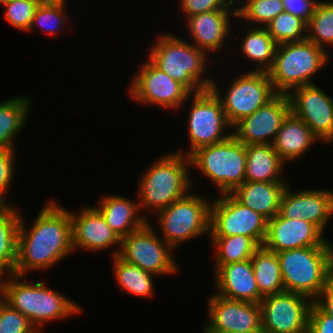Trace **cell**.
I'll list each match as a JSON object with an SVG mask.
<instances>
[{
    "mask_svg": "<svg viewBox=\"0 0 333 333\" xmlns=\"http://www.w3.org/2000/svg\"><path fill=\"white\" fill-rule=\"evenodd\" d=\"M48 202L41 209L30 230L21 217L17 234V261L14 274L47 269L74 252L70 211ZM35 269V270H34Z\"/></svg>",
    "mask_w": 333,
    "mask_h": 333,
    "instance_id": "obj_1",
    "label": "cell"
},
{
    "mask_svg": "<svg viewBox=\"0 0 333 333\" xmlns=\"http://www.w3.org/2000/svg\"><path fill=\"white\" fill-rule=\"evenodd\" d=\"M5 276L6 281L1 279V298L28 318L39 333L42 332L40 327L48 321L64 319L82 312L79 304L47 288L43 282L31 284L24 280L25 276Z\"/></svg>",
    "mask_w": 333,
    "mask_h": 333,
    "instance_id": "obj_2",
    "label": "cell"
},
{
    "mask_svg": "<svg viewBox=\"0 0 333 333\" xmlns=\"http://www.w3.org/2000/svg\"><path fill=\"white\" fill-rule=\"evenodd\" d=\"M285 291L314 301L333 278V246H313L277 253Z\"/></svg>",
    "mask_w": 333,
    "mask_h": 333,
    "instance_id": "obj_3",
    "label": "cell"
},
{
    "mask_svg": "<svg viewBox=\"0 0 333 333\" xmlns=\"http://www.w3.org/2000/svg\"><path fill=\"white\" fill-rule=\"evenodd\" d=\"M182 154L179 151L165 155L143 173L137 194L140 211L145 208L157 213L190 192L193 186L188 170L191 161Z\"/></svg>",
    "mask_w": 333,
    "mask_h": 333,
    "instance_id": "obj_4",
    "label": "cell"
},
{
    "mask_svg": "<svg viewBox=\"0 0 333 333\" xmlns=\"http://www.w3.org/2000/svg\"><path fill=\"white\" fill-rule=\"evenodd\" d=\"M158 37L148 59L191 93L210 89L214 78L203 76L209 58L207 52L169 33Z\"/></svg>",
    "mask_w": 333,
    "mask_h": 333,
    "instance_id": "obj_5",
    "label": "cell"
},
{
    "mask_svg": "<svg viewBox=\"0 0 333 333\" xmlns=\"http://www.w3.org/2000/svg\"><path fill=\"white\" fill-rule=\"evenodd\" d=\"M327 50L304 39L276 47L274 61L267 71L274 90L288 94L296 87L314 84L311 77L329 61Z\"/></svg>",
    "mask_w": 333,
    "mask_h": 333,
    "instance_id": "obj_6",
    "label": "cell"
},
{
    "mask_svg": "<svg viewBox=\"0 0 333 333\" xmlns=\"http://www.w3.org/2000/svg\"><path fill=\"white\" fill-rule=\"evenodd\" d=\"M191 165L210 178L220 194L232 193L245 182L246 145L230 135L226 140L198 148Z\"/></svg>",
    "mask_w": 333,
    "mask_h": 333,
    "instance_id": "obj_7",
    "label": "cell"
},
{
    "mask_svg": "<svg viewBox=\"0 0 333 333\" xmlns=\"http://www.w3.org/2000/svg\"><path fill=\"white\" fill-rule=\"evenodd\" d=\"M189 193L156 213L164 241L173 249L209 232L211 202Z\"/></svg>",
    "mask_w": 333,
    "mask_h": 333,
    "instance_id": "obj_8",
    "label": "cell"
},
{
    "mask_svg": "<svg viewBox=\"0 0 333 333\" xmlns=\"http://www.w3.org/2000/svg\"><path fill=\"white\" fill-rule=\"evenodd\" d=\"M213 80L210 90L218 97L231 128L243 118L253 114L267 104L278 93L274 90L267 72L255 71L244 73L231 82L224 98Z\"/></svg>",
    "mask_w": 333,
    "mask_h": 333,
    "instance_id": "obj_9",
    "label": "cell"
},
{
    "mask_svg": "<svg viewBox=\"0 0 333 333\" xmlns=\"http://www.w3.org/2000/svg\"><path fill=\"white\" fill-rule=\"evenodd\" d=\"M152 227L148 221L141 229L121 238L120 248L113 252V256L155 275L178 272L170 253L174 249L160 239Z\"/></svg>",
    "mask_w": 333,
    "mask_h": 333,
    "instance_id": "obj_10",
    "label": "cell"
},
{
    "mask_svg": "<svg viewBox=\"0 0 333 333\" xmlns=\"http://www.w3.org/2000/svg\"><path fill=\"white\" fill-rule=\"evenodd\" d=\"M266 232L267 219L242 205L231 193L211 202L210 236L244 235L262 246Z\"/></svg>",
    "mask_w": 333,
    "mask_h": 333,
    "instance_id": "obj_11",
    "label": "cell"
},
{
    "mask_svg": "<svg viewBox=\"0 0 333 333\" xmlns=\"http://www.w3.org/2000/svg\"><path fill=\"white\" fill-rule=\"evenodd\" d=\"M192 105L188 116V139L190 156L198 148L226 140L232 133H224L229 125L221 102L210 90L191 94Z\"/></svg>",
    "mask_w": 333,
    "mask_h": 333,
    "instance_id": "obj_12",
    "label": "cell"
},
{
    "mask_svg": "<svg viewBox=\"0 0 333 333\" xmlns=\"http://www.w3.org/2000/svg\"><path fill=\"white\" fill-rule=\"evenodd\" d=\"M312 302L305 295L289 291L263 297L262 329L266 333H306Z\"/></svg>",
    "mask_w": 333,
    "mask_h": 333,
    "instance_id": "obj_13",
    "label": "cell"
},
{
    "mask_svg": "<svg viewBox=\"0 0 333 333\" xmlns=\"http://www.w3.org/2000/svg\"><path fill=\"white\" fill-rule=\"evenodd\" d=\"M130 96L137 102L174 109L190 99L191 92L180 82L161 71L150 60L141 65L131 80ZM183 104V105H182Z\"/></svg>",
    "mask_w": 333,
    "mask_h": 333,
    "instance_id": "obj_14",
    "label": "cell"
},
{
    "mask_svg": "<svg viewBox=\"0 0 333 333\" xmlns=\"http://www.w3.org/2000/svg\"><path fill=\"white\" fill-rule=\"evenodd\" d=\"M293 90L287 94L291 113L301 119L320 141L333 143V99L316 84Z\"/></svg>",
    "mask_w": 333,
    "mask_h": 333,
    "instance_id": "obj_15",
    "label": "cell"
},
{
    "mask_svg": "<svg viewBox=\"0 0 333 333\" xmlns=\"http://www.w3.org/2000/svg\"><path fill=\"white\" fill-rule=\"evenodd\" d=\"M209 321L203 333H230L262 329L260 303L230 300L213 294L208 304Z\"/></svg>",
    "mask_w": 333,
    "mask_h": 333,
    "instance_id": "obj_16",
    "label": "cell"
},
{
    "mask_svg": "<svg viewBox=\"0 0 333 333\" xmlns=\"http://www.w3.org/2000/svg\"><path fill=\"white\" fill-rule=\"evenodd\" d=\"M290 112L287 94H277L253 114L236 123L232 127L235 128L232 135L244 145L272 144L283 120ZM269 137L272 140L268 139Z\"/></svg>",
    "mask_w": 333,
    "mask_h": 333,
    "instance_id": "obj_17",
    "label": "cell"
},
{
    "mask_svg": "<svg viewBox=\"0 0 333 333\" xmlns=\"http://www.w3.org/2000/svg\"><path fill=\"white\" fill-rule=\"evenodd\" d=\"M323 234L309 221L284 218L278 213L267 220V232L262 246L276 253L303 247L332 246Z\"/></svg>",
    "mask_w": 333,
    "mask_h": 333,
    "instance_id": "obj_18",
    "label": "cell"
},
{
    "mask_svg": "<svg viewBox=\"0 0 333 333\" xmlns=\"http://www.w3.org/2000/svg\"><path fill=\"white\" fill-rule=\"evenodd\" d=\"M284 190L279 214L288 219L306 220L316 225L323 233L326 223L333 215V192L328 190Z\"/></svg>",
    "mask_w": 333,
    "mask_h": 333,
    "instance_id": "obj_19",
    "label": "cell"
},
{
    "mask_svg": "<svg viewBox=\"0 0 333 333\" xmlns=\"http://www.w3.org/2000/svg\"><path fill=\"white\" fill-rule=\"evenodd\" d=\"M81 211L78 214L70 212L74 252L78 248L95 253L116 244L120 247L121 239L96 207H84Z\"/></svg>",
    "mask_w": 333,
    "mask_h": 333,
    "instance_id": "obj_20",
    "label": "cell"
},
{
    "mask_svg": "<svg viewBox=\"0 0 333 333\" xmlns=\"http://www.w3.org/2000/svg\"><path fill=\"white\" fill-rule=\"evenodd\" d=\"M215 269V284L219 290L217 295L253 303H260L263 299L256 284L251 259L216 265Z\"/></svg>",
    "mask_w": 333,
    "mask_h": 333,
    "instance_id": "obj_21",
    "label": "cell"
},
{
    "mask_svg": "<svg viewBox=\"0 0 333 333\" xmlns=\"http://www.w3.org/2000/svg\"><path fill=\"white\" fill-rule=\"evenodd\" d=\"M237 17L236 8L213 10L188 17L186 26L190 31L193 45L206 52L220 51L230 32V17Z\"/></svg>",
    "mask_w": 333,
    "mask_h": 333,
    "instance_id": "obj_22",
    "label": "cell"
},
{
    "mask_svg": "<svg viewBox=\"0 0 333 333\" xmlns=\"http://www.w3.org/2000/svg\"><path fill=\"white\" fill-rule=\"evenodd\" d=\"M98 204L96 208L120 239L141 229L149 221L146 216L138 215L139 202L126 197L106 195Z\"/></svg>",
    "mask_w": 333,
    "mask_h": 333,
    "instance_id": "obj_23",
    "label": "cell"
},
{
    "mask_svg": "<svg viewBox=\"0 0 333 333\" xmlns=\"http://www.w3.org/2000/svg\"><path fill=\"white\" fill-rule=\"evenodd\" d=\"M286 182H244L231 194L244 206L261 214L267 220L279 213Z\"/></svg>",
    "mask_w": 333,
    "mask_h": 333,
    "instance_id": "obj_24",
    "label": "cell"
},
{
    "mask_svg": "<svg viewBox=\"0 0 333 333\" xmlns=\"http://www.w3.org/2000/svg\"><path fill=\"white\" fill-rule=\"evenodd\" d=\"M316 140L319 139L310 128L290 112L283 120L272 146L280 159L287 162L300 158Z\"/></svg>",
    "mask_w": 333,
    "mask_h": 333,
    "instance_id": "obj_25",
    "label": "cell"
},
{
    "mask_svg": "<svg viewBox=\"0 0 333 333\" xmlns=\"http://www.w3.org/2000/svg\"><path fill=\"white\" fill-rule=\"evenodd\" d=\"M245 182H284L281 174L285 164L272 144L246 145Z\"/></svg>",
    "mask_w": 333,
    "mask_h": 333,
    "instance_id": "obj_26",
    "label": "cell"
},
{
    "mask_svg": "<svg viewBox=\"0 0 333 333\" xmlns=\"http://www.w3.org/2000/svg\"><path fill=\"white\" fill-rule=\"evenodd\" d=\"M31 103L29 97H15L0 102V149H14V139L26 124Z\"/></svg>",
    "mask_w": 333,
    "mask_h": 333,
    "instance_id": "obj_27",
    "label": "cell"
},
{
    "mask_svg": "<svg viewBox=\"0 0 333 333\" xmlns=\"http://www.w3.org/2000/svg\"><path fill=\"white\" fill-rule=\"evenodd\" d=\"M15 207L0 205V274H14L17 261V234L21 213ZM6 271V272H5Z\"/></svg>",
    "mask_w": 333,
    "mask_h": 333,
    "instance_id": "obj_28",
    "label": "cell"
},
{
    "mask_svg": "<svg viewBox=\"0 0 333 333\" xmlns=\"http://www.w3.org/2000/svg\"><path fill=\"white\" fill-rule=\"evenodd\" d=\"M251 263L259 293L263 297L285 291L276 252L260 246L252 255Z\"/></svg>",
    "mask_w": 333,
    "mask_h": 333,
    "instance_id": "obj_29",
    "label": "cell"
},
{
    "mask_svg": "<svg viewBox=\"0 0 333 333\" xmlns=\"http://www.w3.org/2000/svg\"><path fill=\"white\" fill-rule=\"evenodd\" d=\"M277 44L265 27L249 29L241 43V53L248 60L257 62L255 71L267 72L274 61Z\"/></svg>",
    "mask_w": 333,
    "mask_h": 333,
    "instance_id": "obj_30",
    "label": "cell"
},
{
    "mask_svg": "<svg viewBox=\"0 0 333 333\" xmlns=\"http://www.w3.org/2000/svg\"><path fill=\"white\" fill-rule=\"evenodd\" d=\"M114 276L124 291L141 297H152L154 294L153 276L155 274L129 264L118 256H113Z\"/></svg>",
    "mask_w": 333,
    "mask_h": 333,
    "instance_id": "obj_31",
    "label": "cell"
},
{
    "mask_svg": "<svg viewBox=\"0 0 333 333\" xmlns=\"http://www.w3.org/2000/svg\"><path fill=\"white\" fill-rule=\"evenodd\" d=\"M210 237L212 238L211 243L216 248L215 265H226L251 259L254 252L260 247L251 237L244 235Z\"/></svg>",
    "mask_w": 333,
    "mask_h": 333,
    "instance_id": "obj_32",
    "label": "cell"
},
{
    "mask_svg": "<svg viewBox=\"0 0 333 333\" xmlns=\"http://www.w3.org/2000/svg\"><path fill=\"white\" fill-rule=\"evenodd\" d=\"M306 29V39L318 47L326 50L324 44L333 45V2L318 1Z\"/></svg>",
    "mask_w": 333,
    "mask_h": 333,
    "instance_id": "obj_33",
    "label": "cell"
},
{
    "mask_svg": "<svg viewBox=\"0 0 333 333\" xmlns=\"http://www.w3.org/2000/svg\"><path fill=\"white\" fill-rule=\"evenodd\" d=\"M306 27L307 23L302 18L286 11L281 12L265 26L277 45L306 39Z\"/></svg>",
    "mask_w": 333,
    "mask_h": 333,
    "instance_id": "obj_34",
    "label": "cell"
},
{
    "mask_svg": "<svg viewBox=\"0 0 333 333\" xmlns=\"http://www.w3.org/2000/svg\"><path fill=\"white\" fill-rule=\"evenodd\" d=\"M284 11L282 0H245L243 5L236 8L237 18L255 22L256 26L259 24L260 27L262 25L265 27L267 23Z\"/></svg>",
    "mask_w": 333,
    "mask_h": 333,
    "instance_id": "obj_35",
    "label": "cell"
},
{
    "mask_svg": "<svg viewBox=\"0 0 333 333\" xmlns=\"http://www.w3.org/2000/svg\"><path fill=\"white\" fill-rule=\"evenodd\" d=\"M65 3L40 2L36 8L29 30H32L38 24L45 33L56 34L55 32L62 29V24L66 22Z\"/></svg>",
    "mask_w": 333,
    "mask_h": 333,
    "instance_id": "obj_36",
    "label": "cell"
},
{
    "mask_svg": "<svg viewBox=\"0 0 333 333\" xmlns=\"http://www.w3.org/2000/svg\"><path fill=\"white\" fill-rule=\"evenodd\" d=\"M40 0H16L4 4L5 19L18 30L26 31L31 26L36 8Z\"/></svg>",
    "mask_w": 333,
    "mask_h": 333,
    "instance_id": "obj_37",
    "label": "cell"
},
{
    "mask_svg": "<svg viewBox=\"0 0 333 333\" xmlns=\"http://www.w3.org/2000/svg\"><path fill=\"white\" fill-rule=\"evenodd\" d=\"M0 333H39L28 318L0 297Z\"/></svg>",
    "mask_w": 333,
    "mask_h": 333,
    "instance_id": "obj_38",
    "label": "cell"
},
{
    "mask_svg": "<svg viewBox=\"0 0 333 333\" xmlns=\"http://www.w3.org/2000/svg\"><path fill=\"white\" fill-rule=\"evenodd\" d=\"M242 2L240 0H180V8L185 14L186 19L196 14L210 12L220 9H232L233 3Z\"/></svg>",
    "mask_w": 333,
    "mask_h": 333,
    "instance_id": "obj_39",
    "label": "cell"
},
{
    "mask_svg": "<svg viewBox=\"0 0 333 333\" xmlns=\"http://www.w3.org/2000/svg\"><path fill=\"white\" fill-rule=\"evenodd\" d=\"M15 149H0V205L10 206L4 195L8 193V188L14 176Z\"/></svg>",
    "mask_w": 333,
    "mask_h": 333,
    "instance_id": "obj_40",
    "label": "cell"
},
{
    "mask_svg": "<svg viewBox=\"0 0 333 333\" xmlns=\"http://www.w3.org/2000/svg\"><path fill=\"white\" fill-rule=\"evenodd\" d=\"M310 333H333V317L325 313L314 301L308 316Z\"/></svg>",
    "mask_w": 333,
    "mask_h": 333,
    "instance_id": "obj_41",
    "label": "cell"
},
{
    "mask_svg": "<svg viewBox=\"0 0 333 333\" xmlns=\"http://www.w3.org/2000/svg\"><path fill=\"white\" fill-rule=\"evenodd\" d=\"M286 12L302 18L306 23L314 13L318 1L315 0H282Z\"/></svg>",
    "mask_w": 333,
    "mask_h": 333,
    "instance_id": "obj_42",
    "label": "cell"
},
{
    "mask_svg": "<svg viewBox=\"0 0 333 333\" xmlns=\"http://www.w3.org/2000/svg\"><path fill=\"white\" fill-rule=\"evenodd\" d=\"M314 302L327 314L333 317V278L327 283Z\"/></svg>",
    "mask_w": 333,
    "mask_h": 333,
    "instance_id": "obj_43",
    "label": "cell"
},
{
    "mask_svg": "<svg viewBox=\"0 0 333 333\" xmlns=\"http://www.w3.org/2000/svg\"><path fill=\"white\" fill-rule=\"evenodd\" d=\"M230 333H266L263 329H254L251 331H237V332H230Z\"/></svg>",
    "mask_w": 333,
    "mask_h": 333,
    "instance_id": "obj_44",
    "label": "cell"
},
{
    "mask_svg": "<svg viewBox=\"0 0 333 333\" xmlns=\"http://www.w3.org/2000/svg\"><path fill=\"white\" fill-rule=\"evenodd\" d=\"M41 2H65L66 0H40Z\"/></svg>",
    "mask_w": 333,
    "mask_h": 333,
    "instance_id": "obj_45",
    "label": "cell"
},
{
    "mask_svg": "<svg viewBox=\"0 0 333 333\" xmlns=\"http://www.w3.org/2000/svg\"><path fill=\"white\" fill-rule=\"evenodd\" d=\"M13 1H16V0H0V5H4L6 3L13 2Z\"/></svg>",
    "mask_w": 333,
    "mask_h": 333,
    "instance_id": "obj_46",
    "label": "cell"
},
{
    "mask_svg": "<svg viewBox=\"0 0 333 333\" xmlns=\"http://www.w3.org/2000/svg\"><path fill=\"white\" fill-rule=\"evenodd\" d=\"M1 278H3L2 275H0V297H1Z\"/></svg>",
    "mask_w": 333,
    "mask_h": 333,
    "instance_id": "obj_47",
    "label": "cell"
}]
</instances>
